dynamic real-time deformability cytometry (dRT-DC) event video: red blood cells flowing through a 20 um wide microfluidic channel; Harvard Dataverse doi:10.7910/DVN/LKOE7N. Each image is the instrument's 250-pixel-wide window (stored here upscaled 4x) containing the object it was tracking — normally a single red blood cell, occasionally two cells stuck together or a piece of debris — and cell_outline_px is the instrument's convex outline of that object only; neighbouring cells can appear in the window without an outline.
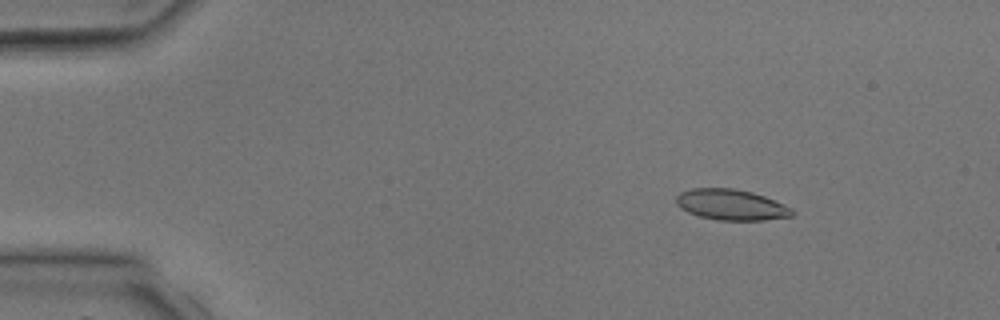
{"species": "common noctule bat (a hibernating species)", "species_latin": "Nyctalus noctula", "temperature_condition": "room temperature", "stored_images_in_passage": 3, "camera_frame_rate_fps": 3000, "um_per_image_px": 0.085, "animal": {"sex": "male", "body_mass_g": 17.9, "forearm_length_mm": 54.2}, "frame": {"image": 1, "passage_image": 1, "time_ms": 0.0, "image_size_px": [1000, 320], "cell_outline_px": [[792, 216], [764, 220], [720, 220], [700, 216], [688, 212], [680, 208], [676, 204], [676, 196], [680, 192], [692, 188], [732, 188], [752, 192], [764, 196], [792, 208]], "centroid_in_image_um": [62.11, 17.39], "position_along_channel_um": 22.9, "area_um2": 20.63}}
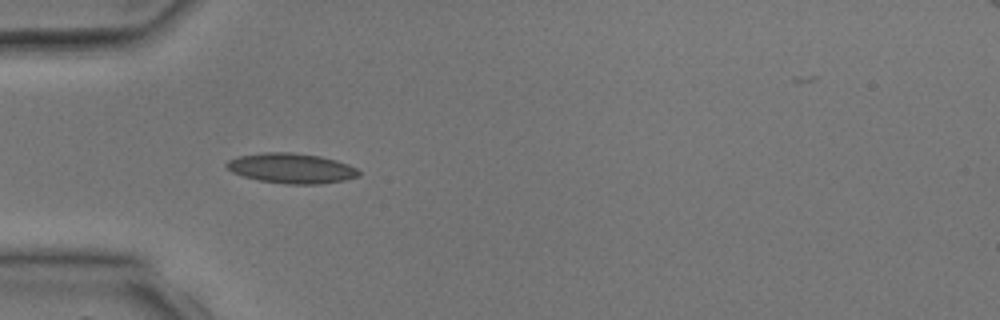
{"frame": {"image": 2, "passage_image": 3, "time_ms": 2.333, "image_size_px": [1000, 320], "cell_outline_px": [[360, 176], [344, 180], [320, 184], [288, 184], [260, 180], [244, 176], [232, 172], [224, 164], [228, 160], [240, 156], [264, 152], [292, 152], [320, 156], [336, 160], [348, 164], [356, 168], [360, 172]], "centroid_in_image_um": [24.79, 14.3], "position_along_channel_um": 60.2, "area_um2": 23.06}}